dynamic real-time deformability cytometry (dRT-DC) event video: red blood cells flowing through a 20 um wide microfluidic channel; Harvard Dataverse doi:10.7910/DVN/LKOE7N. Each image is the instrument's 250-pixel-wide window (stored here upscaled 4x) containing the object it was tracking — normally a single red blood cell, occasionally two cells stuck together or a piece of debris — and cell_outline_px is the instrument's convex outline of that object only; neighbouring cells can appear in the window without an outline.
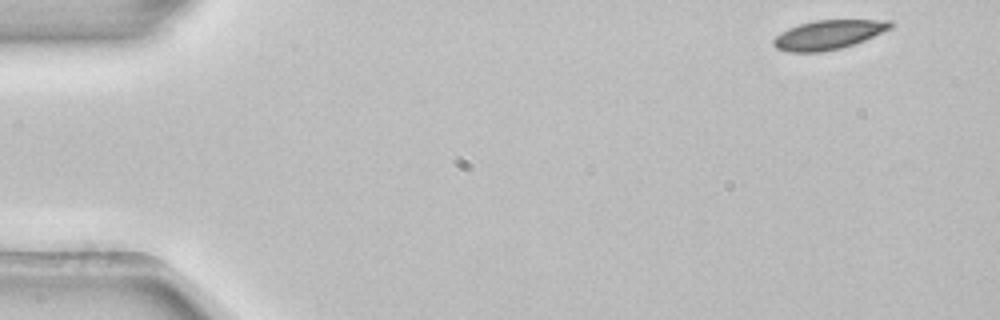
{"species": "common noctule bat (a hibernating species)", "species_latin": "Nyctalus noctula", "temperature_condition": "room temperature", "stored_images_in_passage": 3, "camera_frame_rate_fps": 3000, "um_per_image_px": 0.085, "animal": {"sex": "female", "body_mass_g": 22.7, "forearm_length_mm": 54.2}, "frame": {"image": 1, "passage_image": 1, "time_ms": 0.0, "image_size_px": [1000, 320], "cell_outline_px": [[896, 24], [892, 28], [864, 40], [840, 48], [820, 52], [788, 52], [776, 48], [772, 44], [772, 40], [780, 32], [788, 28], [800, 24], [816, 20], [892, 20]], "centroid_in_image_um": [70.41, 2.94], "position_along_channel_um": 14.6, "area_um2": 19.94}}
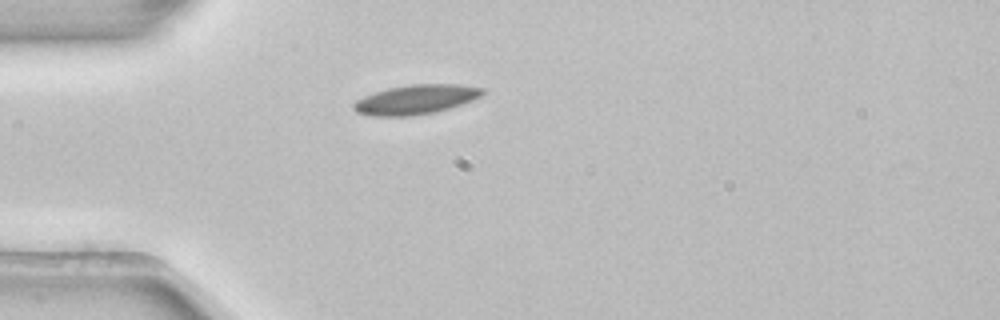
{"frame": {"image": 2, "passage_image": 3, "time_ms": 0.667, "image_size_px": [1000, 320], "cell_outline_px": [[484, 92], [480, 96], [472, 100], [436, 112], [412, 116], [368, 116], [356, 112], [352, 108], [352, 104], [356, 100], [364, 96], [388, 88], [412, 84], [460, 84], [484, 88]], "centroid_in_image_um": [35.31, 8.46], "position_along_channel_um": 49.7, "area_um2": 22.14}}